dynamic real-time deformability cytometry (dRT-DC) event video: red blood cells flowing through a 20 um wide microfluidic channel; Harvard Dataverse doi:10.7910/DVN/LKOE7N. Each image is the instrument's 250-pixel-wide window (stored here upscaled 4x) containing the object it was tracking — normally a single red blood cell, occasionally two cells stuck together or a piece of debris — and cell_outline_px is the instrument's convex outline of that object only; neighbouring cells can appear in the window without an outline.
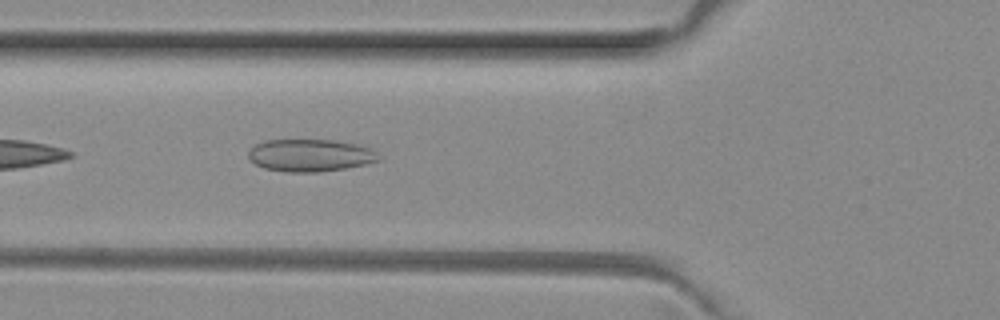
{"species": "common noctule bat (a hibernating species)", "species_latin": "Nyctalus noctula", "temperature_condition": "room temperature", "stored_images_in_passage": 4, "camera_frame_rate_fps": 3000, "um_per_image_px": 0.085, "animal": {"sex": "female", "body_mass_g": 29.2, "forearm_length_mm": 56.3}, "frame": {"image": 1, "passage_image": 4, "time_ms": 1.0, "image_size_px": [1000, 320], "cell_outline_px": [[380, 160], [364, 164], [344, 168], [320, 172], [288, 172], [264, 168], [248, 160], [248, 152], [256, 144], [264, 140], [332, 140], [360, 144], [376, 152]], "centroid_in_image_um": [26.34, 13.2], "position_along_channel_um": 99.5, "area_um2": 24.51}}